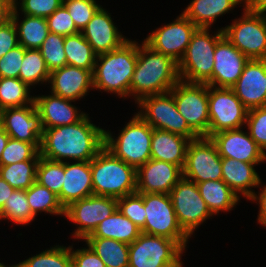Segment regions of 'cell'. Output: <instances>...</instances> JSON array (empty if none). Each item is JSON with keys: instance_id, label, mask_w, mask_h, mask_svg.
I'll use <instances>...</instances> for the list:
<instances>
[{"instance_id": "54", "label": "cell", "mask_w": 266, "mask_h": 267, "mask_svg": "<svg viewBox=\"0 0 266 267\" xmlns=\"http://www.w3.org/2000/svg\"><path fill=\"white\" fill-rule=\"evenodd\" d=\"M15 189L0 177V214L5 201L11 196Z\"/></svg>"}, {"instance_id": "29", "label": "cell", "mask_w": 266, "mask_h": 267, "mask_svg": "<svg viewBox=\"0 0 266 267\" xmlns=\"http://www.w3.org/2000/svg\"><path fill=\"white\" fill-rule=\"evenodd\" d=\"M140 234L141 229L117 209L87 237L110 238L130 245Z\"/></svg>"}, {"instance_id": "44", "label": "cell", "mask_w": 266, "mask_h": 267, "mask_svg": "<svg viewBox=\"0 0 266 267\" xmlns=\"http://www.w3.org/2000/svg\"><path fill=\"white\" fill-rule=\"evenodd\" d=\"M63 5L80 32L101 8L95 0H63Z\"/></svg>"}, {"instance_id": "10", "label": "cell", "mask_w": 266, "mask_h": 267, "mask_svg": "<svg viewBox=\"0 0 266 267\" xmlns=\"http://www.w3.org/2000/svg\"><path fill=\"white\" fill-rule=\"evenodd\" d=\"M221 30L249 60L266 59V13L244 11L241 18Z\"/></svg>"}, {"instance_id": "28", "label": "cell", "mask_w": 266, "mask_h": 267, "mask_svg": "<svg viewBox=\"0 0 266 267\" xmlns=\"http://www.w3.org/2000/svg\"><path fill=\"white\" fill-rule=\"evenodd\" d=\"M241 3L242 0H192L182 13L198 28H209L219 16Z\"/></svg>"}, {"instance_id": "4", "label": "cell", "mask_w": 266, "mask_h": 267, "mask_svg": "<svg viewBox=\"0 0 266 267\" xmlns=\"http://www.w3.org/2000/svg\"><path fill=\"white\" fill-rule=\"evenodd\" d=\"M94 195L116 199L136 193V169L103 147L90 161Z\"/></svg>"}, {"instance_id": "42", "label": "cell", "mask_w": 266, "mask_h": 267, "mask_svg": "<svg viewBox=\"0 0 266 267\" xmlns=\"http://www.w3.org/2000/svg\"><path fill=\"white\" fill-rule=\"evenodd\" d=\"M39 50L50 73L67 65L64 36L49 33Z\"/></svg>"}, {"instance_id": "25", "label": "cell", "mask_w": 266, "mask_h": 267, "mask_svg": "<svg viewBox=\"0 0 266 267\" xmlns=\"http://www.w3.org/2000/svg\"><path fill=\"white\" fill-rule=\"evenodd\" d=\"M64 172L61 189V205L64 209L71 203L94 194L89 161L72 164L65 161Z\"/></svg>"}, {"instance_id": "55", "label": "cell", "mask_w": 266, "mask_h": 267, "mask_svg": "<svg viewBox=\"0 0 266 267\" xmlns=\"http://www.w3.org/2000/svg\"><path fill=\"white\" fill-rule=\"evenodd\" d=\"M10 136L6 133V131L0 126V157L3 153L6 144L9 140Z\"/></svg>"}, {"instance_id": "17", "label": "cell", "mask_w": 266, "mask_h": 267, "mask_svg": "<svg viewBox=\"0 0 266 267\" xmlns=\"http://www.w3.org/2000/svg\"><path fill=\"white\" fill-rule=\"evenodd\" d=\"M0 126L14 139L41 146L43 127L35 103L0 110Z\"/></svg>"}, {"instance_id": "14", "label": "cell", "mask_w": 266, "mask_h": 267, "mask_svg": "<svg viewBox=\"0 0 266 267\" xmlns=\"http://www.w3.org/2000/svg\"><path fill=\"white\" fill-rule=\"evenodd\" d=\"M183 178L196 184L222 180V157L211 138L199 137L189 142Z\"/></svg>"}, {"instance_id": "13", "label": "cell", "mask_w": 266, "mask_h": 267, "mask_svg": "<svg viewBox=\"0 0 266 267\" xmlns=\"http://www.w3.org/2000/svg\"><path fill=\"white\" fill-rule=\"evenodd\" d=\"M169 196L178 224L189 237L200 224L212 216L195 182L182 178Z\"/></svg>"}, {"instance_id": "11", "label": "cell", "mask_w": 266, "mask_h": 267, "mask_svg": "<svg viewBox=\"0 0 266 267\" xmlns=\"http://www.w3.org/2000/svg\"><path fill=\"white\" fill-rule=\"evenodd\" d=\"M170 92L178 112L189 127L199 136L207 137L209 131L208 85L179 81Z\"/></svg>"}, {"instance_id": "33", "label": "cell", "mask_w": 266, "mask_h": 267, "mask_svg": "<svg viewBox=\"0 0 266 267\" xmlns=\"http://www.w3.org/2000/svg\"><path fill=\"white\" fill-rule=\"evenodd\" d=\"M67 65L94 71L97 54L81 32L64 36Z\"/></svg>"}, {"instance_id": "46", "label": "cell", "mask_w": 266, "mask_h": 267, "mask_svg": "<svg viewBox=\"0 0 266 267\" xmlns=\"http://www.w3.org/2000/svg\"><path fill=\"white\" fill-rule=\"evenodd\" d=\"M13 0V8L20 9L22 14L34 17L47 18L52 15L62 4L63 0Z\"/></svg>"}, {"instance_id": "48", "label": "cell", "mask_w": 266, "mask_h": 267, "mask_svg": "<svg viewBox=\"0 0 266 267\" xmlns=\"http://www.w3.org/2000/svg\"><path fill=\"white\" fill-rule=\"evenodd\" d=\"M25 51L19 44L0 58V78H19Z\"/></svg>"}, {"instance_id": "20", "label": "cell", "mask_w": 266, "mask_h": 267, "mask_svg": "<svg viewBox=\"0 0 266 267\" xmlns=\"http://www.w3.org/2000/svg\"><path fill=\"white\" fill-rule=\"evenodd\" d=\"M241 129L221 131L210 137L215 143L219 155L222 158H232L247 163L266 161V153L251 138L249 132Z\"/></svg>"}, {"instance_id": "53", "label": "cell", "mask_w": 266, "mask_h": 267, "mask_svg": "<svg viewBox=\"0 0 266 267\" xmlns=\"http://www.w3.org/2000/svg\"><path fill=\"white\" fill-rule=\"evenodd\" d=\"M244 11L266 13V0H242Z\"/></svg>"}, {"instance_id": "18", "label": "cell", "mask_w": 266, "mask_h": 267, "mask_svg": "<svg viewBox=\"0 0 266 267\" xmlns=\"http://www.w3.org/2000/svg\"><path fill=\"white\" fill-rule=\"evenodd\" d=\"M248 61L249 59L223 35L216 44L212 80L207 85L232 88Z\"/></svg>"}, {"instance_id": "43", "label": "cell", "mask_w": 266, "mask_h": 267, "mask_svg": "<svg viewBox=\"0 0 266 267\" xmlns=\"http://www.w3.org/2000/svg\"><path fill=\"white\" fill-rule=\"evenodd\" d=\"M117 209L140 229L145 226L146 212L143 193H133L117 199Z\"/></svg>"}, {"instance_id": "38", "label": "cell", "mask_w": 266, "mask_h": 267, "mask_svg": "<svg viewBox=\"0 0 266 267\" xmlns=\"http://www.w3.org/2000/svg\"><path fill=\"white\" fill-rule=\"evenodd\" d=\"M63 176H65L64 162L53 161L40 156L36 168V182L57 195L60 204Z\"/></svg>"}, {"instance_id": "8", "label": "cell", "mask_w": 266, "mask_h": 267, "mask_svg": "<svg viewBox=\"0 0 266 267\" xmlns=\"http://www.w3.org/2000/svg\"><path fill=\"white\" fill-rule=\"evenodd\" d=\"M137 104L141 107L137 114L152 128L176 133L190 140L199 138L178 112L171 92L146 96Z\"/></svg>"}, {"instance_id": "49", "label": "cell", "mask_w": 266, "mask_h": 267, "mask_svg": "<svg viewBox=\"0 0 266 267\" xmlns=\"http://www.w3.org/2000/svg\"><path fill=\"white\" fill-rule=\"evenodd\" d=\"M87 247L74 251L71 246L72 267H106L93 249L88 245Z\"/></svg>"}, {"instance_id": "19", "label": "cell", "mask_w": 266, "mask_h": 267, "mask_svg": "<svg viewBox=\"0 0 266 267\" xmlns=\"http://www.w3.org/2000/svg\"><path fill=\"white\" fill-rule=\"evenodd\" d=\"M137 193L169 194L183 178V170L172 163L150 159L136 170Z\"/></svg>"}, {"instance_id": "23", "label": "cell", "mask_w": 266, "mask_h": 267, "mask_svg": "<svg viewBox=\"0 0 266 267\" xmlns=\"http://www.w3.org/2000/svg\"><path fill=\"white\" fill-rule=\"evenodd\" d=\"M51 93L64 99L76 101L87 95L93 86V71L65 65L50 73Z\"/></svg>"}, {"instance_id": "56", "label": "cell", "mask_w": 266, "mask_h": 267, "mask_svg": "<svg viewBox=\"0 0 266 267\" xmlns=\"http://www.w3.org/2000/svg\"><path fill=\"white\" fill-rule=\"evenodd\" d=\"M0 267H7V266H5L4 263L3 264L0 263ZM9 267H13V265L12 266H9Z\"/></svg>"}, {"instance_id": "26", "label": "cell", "mask_w": 266, "mask_h": 267, "mask_svg": "<svg viewBox=\"0 0 266 267\" xmlns=\"http://www.w3.org/2000/svg\"><path fill=\"white\" fill-rule=\"evenodd\" d=\"M190 141L182 135L153 128L151 159L175 164L183 170Z\"/></svg>"}, {"instance_id": "32", "label": "cell", "mask_w": 266, "mask_h": 267, "mask_svg": "<svg viewBox=\"0 0 266 267\" xmlns=\"http://www.w3.org/2000/svg\"><path fill=\"white\" fill-rule=\"evenodd\" d=\"M84 241L105 263L106 267H129L128 244L98 237H86Z\"/></svg>"}, {"instance_id": "37", "label": "cell", "mask_w": 266, "mask_h": 267, "mask_svg": "<svg viewBox=\"0 0 266 267\" xmlns=\"http://www.w3.org/2000/svg\"><path fill=\"white\" fill-rule=\"evenodd\" d=\"M37 164L38 161H23L0 166V177L14 189L27 190L36 181Z\"/></svg>"}, {"instance_id": "35", "label": "cell", "mask_w": 266, "mask_h": 267, "mask_svg": "<svg viewBox=\"0 0 266 267\" xmlns=\"http://www.w3.org/2000/svg\"><path fill=\"white\" fill-rule=\"evenodd\" d=\"M50 72L39 49H26L19 79L29 87L38 83L49 82Z\"/></svg>"}, {"instance_id": "12", "label": "cell", "mask_w": 266, "mask_h": 267, "mask_svg": "<svg viewBox=\"0 0 266 267\" xmlns=\"http://www.w3.org/2000/svg\"><path fill=\"white\" fill-rule=\"evenodd\" d=\"M208 102V138L221 131L242 128L246 124L248 109L232 88L208 86Z\"/></svg>"}, {"instance_id": "24", "label": "cell", "mask_w": 266, "mask_h": 267, "mask_svg": "<svg viewBox=\"0 0 266 267\" xmlns=\"http://www.w3.org/2000/svg\"><path fill=\"white\" fill-rule=\"evenodd\" d=\"M72 100L58 95L34 96L37 112L40 114L43 130L79 122L86 114L71 105Z\"/></svg>"}, {"instance_id": "15", "label": "cell", "mask_w": 266, "mask_h": 267, "mask_svg": "<svg viewBox=\"0 0 266 267\" xmlns=\"http://www.w3.org/2000/svg\"><path fill=\"white\" fill-rule=\"evenodd\" d=\"M117 210V199L108 196L90 195L65 208V217L79 225L74 238L84 240L101 221Z\"/></svg>"}, {"instance_id": "41", "label": "cell", "mask_w": 266, "mask_h": 267, "mask_svg": "<svg viewBox=\"0 0 266 267\" xmlns=\"http://www.w3.org/2000/svg\"><path fill=\"white\" fill-rule=\"evenodd\" d=\"M39 150L32 144L9 138L0 157V166L20 163L23 161H39Z\"/></svg>"}, {"instance_id": "36", "label": "cell", "mask_w": 266, "mask_h": 267, "mask_svg": "<svg viewBox=\"0 0 266 267\" xmlns=\"http://www.w3.org/2000/svg\"><path fill=\"white\" fill-rule=\"evenodd\" d=\"M29 93L30 87L19 78H0V110L32 104Z\"/></svg>"}, {"instance_id": "1", "label": "cell", "mask_w": 266, "mask_h": 267, "mask_svg": "<svg viewBox=\"0 0 266 267\" xmlns=\"http://www.w3.org/2000/svg\"><path fill=\"white\" fill-rule=\"evenodd\" d=\"M104 147V129L91 123L88 114L79 122L43 130L39 154L41 157L91 161Z\"/></svg>"}, {"instance_id": "6", "label": "cell", "mask_w": 266, "mask_h": 267, "mask_svg": "<svg viewBox=\"0 0 266 267\" xmlns=\"http://www.w3.org/2000/svg\"><path fill=\"white\" fill-rule=\"evenodd\" d=\"M223 35L224 32L221 29H218L214 36H210L209 28L196 29L178 63L181 81L208 84L212 80L216 44Z\"/></svg>"}, {"instance_id": "3", "label": "cell", "mask_w": 266, "mask_h": 267, "mask_svg": "<svg viewBox=\"0 0 266 267\" xmlns=\"http://www.w3.org/2000/svg\"><path fill=\"white\" fill-rule=\"evenodd\" d=\"M136 63L137 42L135 40H128L115 50L97 55L93 71L94 89L114 93L121 98L129 97Z\"/></svg>"}, {"instance_id": "2", "label": "cell", "mask_w": 266, "mask_h": 267, "mask_svg": "<svg viewBox=\"0 0 266 267\" xmlns=\"http://www.w3.org/2000/svg\"><path fill=\"white\" fill-rule=\"evenodd\" d=\"M139 45L137 43V63L130 83V95L137 103L146 96L170 92L180 81L177 62L144 41Z\"/></svg>"}, {"instance_id": "51", "label": "cell", "mask_w": 266, "mask_h": 267, "mask_svg": "<svg viewBox=\"0 0 266 267\" xmlns=\"http://www.w3.org/2000/svg\"><path fill=\"white\" fill-rule=\"evenodd\" d=\"M258 199V200H257ZM251 201H259V215L258 222L264 227H266V185L263 186L261 192L258 194L254 193L250 198Z\"/></svg>"}, {"instance_id": "52", "label": "cell", "mask_w": 266, "mask_h": 267, "mask_svg": "<svg viewBox=\"0 0 266 267\" xmlns=\"http://www.w3.org/2000/svg\"><path fill=\"white\" fill-rule=\"evenodd\" d=\"M13 0H0V26L11 19Z\"/></svg>"}, {"instance_id": "16", "label": "cell", "mask_w": 266, "mask_h": 267, "mask_svg": "<svg viewBox=\"0 0 266 267\" xmlns=\"http://www.w3.org/2000/svg\"><path fill=\"white\" fill-rule=\"evenodd\" d=\"M197 28L182 13L172 23L152 31L144 42L153 50L163 53L179 63L190 43L192 34Z\"/></svg>"}, {"instance_id": "50", "label": "cell", "mask_w": 266, "mask_h": 267, "mask_svg": "<svg viewBox=\"0 0 266 267\" xmlns=\"http://www.w3.org/2000/svg\"><path fill=\"white\" fill-rule=\"evenodd\" d=\"M19 45L17 28L12 19L0 26V58Z\"/></svg>"}, {"instance_id": "30", "label": "cell", "mask_w": 266, "mask_h": 267, "mask_svg": "<svg viewBox=\"0 0 266 267\" xmlns=\"http://www.w3.org/2000/svg\"><path fill=\"white\" fill-rule=\"evenodd\" d=\"M200 195L211 214L230 211L239 202L237 195L223 180H209L197 183Z\"/></svg>"}, {"instance_id": "47", "label": "cell", "mask_w": 266, "mask_h": 267, "mask_svg": "<svg viewBox=\"0 0 266 267\" xmlns=\"http://www.w3.org/2000/svg\"><path fill=\"white\" fill-rule=\"evenodd\" d=\"M46 20L50 33L68 36L80 32L63 4Z\"/></svg>"}, {"instance_id": "21", "label": "cell", "mask_w": 266, "mask_h": 267, "mask_svg": "<svg viewBox=\"0 0 266 267\" xmlns=\"http://www.w3.org/2000/svg\"><path fill=\"white\" fill-rule=\"evenodd\" d=\"M232 89L248 110L265 106L266 59H250Z\"/></svg>"}, {"instance_id": "40", "label": "cell", "mask_w": 266, "mask_h": 267, "mask_svg": "<svg viewBox=\"0 0 266 267\" xmlns=\"http://www.w3.org/2000/svg\"><path fill=\"white\" fill-rule=\"evenodd\" d=\"M22 267H72L71 246H55L19 262Z\"/></svg>"}, {"instance_id": "5", "label": "cell", "mask_w": 266, "mask_h": 267, "mask_svg": "<svg viewBox=\"0 0 266 267\" xmlns=\"http://www.w3.org/2000/svg\"><path fill=\"white\" fill-rule=\"evenodd\" d=\"M153 128L138 114L126 124L114 139L111 132L104 130V147L118 159L136 170L151 159Z\"/></svg>"}, {"instance_id": "9", "label": "cell", "mask_w": 266, "mask_h": 267, "mask_svg": "<svg viewBox=\"0 0 266 267\" xmlns=\"http://www.w3.org/2000/svg\"><path fill=\"white\" fill-rule=\"evenodd\" d=\"M143 202L146 222L141 232L167 237L186 249L189 236L178 224L169 194L143 193Z\"/></svg>"}, {"instance_id": "7", "label": "cell", "mask_w": 266, "mask_h": 267, "mask_svg": "<svg viewBox=\"0 0 266 267\" xmlns=\"http://www.w3.org/2000/svg\"><path fill=\"white\" fill-rule=\"evenodd\" d=\"M183 251L172 239L141 232L129 245V267H180Z\"/></svg>"}, {"instance_id": "45", "label": "cell", "mask_w": 266, "mask_h": 267, "mask_svg": "<svg viewBox=\"0 0 266 267\" xmlns=\"http://www.w3.org/2000/svg\"><path fill=\"white\" fill-rule=\"evenodd\" d=\"M246 125L251 138L266 153V105L248 110Z\"/></svg>"}, {"instance_id": "22", "label": "cell", "mask_w": 266, "mask_h": 267, "mask_svg": "<svg viewBox=\"0 0 266 267\" xmlns=\"http://www.w3.org/2000/svg\"><path fill=\"white\" fill-rule=\"evenodd\" d=\"M81 33L97 55L115 50L128 41L103 7L95 13Z\"/></svg>"}, {"instance_id": "31", "label": "cell", "mask_w": 266, "mask_h": 267, "mask_svg": "<svg viewBox=\"0 0 266 267\" xmlns=\"http://www.w3.org/2000/svg\"><path fill=\"white\" fill-rule=\"evenodd\" d=\"M11 19L17 28L19 44L25 49H39L50 33L46 18L24 14V19L19 24L18 10L12 8Z\"/></svg>"}, {"instance_id": "39", "label": "cell", "mask_w": 266, "mask_h": 267, "mask_svg": "<svg viewBox=\"0 0 266 267\" xmlns=\"http://www.w3.org/2000/svg\"><path fill=\"white\" fill-rule=\"evenodd\" d=\"M6 218L19 225L29 224L35 219L26 197V190L15 189L5 201L0 220Z\"/></svg>"}, {"instance_id": "34", "label": "cell", "mask_w": 266, "mask_h": 267, "mask_svg": "<svg viewBox=\"0 0 266 267\" xmlns=\"http://www.w3.org/2000/svg\"><path fill=\"white\" fill-rule=\"evenodd\" d=\"M26 197L35 216L38 212L65 216V209L60 204L58 196L36 181L26 190Z\"/></svg>"}, {"instance_id": "27", "label": "cell", "mask_w": 266, "mask_h": 267, "mask_svg": "<svg viewBox=\"0 0 266 267\" xmlns=\"http://www.w3.org/2000/svg\"><path fill=\"white\" fill-rule=\"evenodd\" d=\"M259 163H247L232 158H222V180L238 195L246 199L253 196L255 192L250 187H259L261 179L255 165Z\"/></svg>"}]
</instances>
